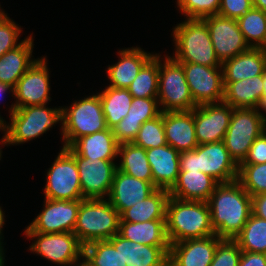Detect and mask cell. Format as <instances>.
Returning a JSON list of instances; mask_svg holds the SVG:
<instances>
[{
	"instance_id": "6da1fadb",
	"label": "cell",
	"mask_w": 266,
	"mask_h": 266,
	"mask_svg": "<svg viewBox=\"0 0 266 266\" xmlns=\"http://www.w3.org/2000/svg\"><path fill=\"white\" fill-rule=\"evenodd\" d=\"M207 203L213 230L221 239H234L252 214L251 195L238 180L219 183Z\"/></svg>"
},
{
	"instance_id": "7a4b0ae2",
	"label": "cell",
	"mask_w": 266,
	"mask_h": 266,
	"mask_svg": "<svg viewBox=\"0 0 266 266\" xmlns=\"http://www.w3.org/2000/svg\"><path fill=\"white\" fill-rule=\"evenodd\" d=\"M62 124V107L46 104L16 108L7 121L0 124V128L5 134L7 146L12 147L41 138L56 126L62 141Z\"/></svg>"
},
{
	"instance_id": "3957f363",
	"label": "cell",
	"mask_w": 266,
	"mask_h": 266,
	"mask_svg": "<svg viewBox=\"0 0 266 266\" xmlns=\"http://www.w3.org/2000/svg\"><path fill=\"white\" fill-rule=\"evenodd\" d=\"M170 244L215 235L207 202L185 201L169 196L165 214Z\"/></svg>"
},
{
	"instance_id": "277c9868",
	"label": "cell",
	"mask_w": 266,
	"mask_h": 266,
	"mask_svg": "<svg viewBox=\"0 0 266 266\" xmlns=\"http://www.w3.org/2000/svg\"><path fill=\"white\" fill-rule=\"evenodd\" d=\"M185 19V20H184ZM170 37L173 52L168 54L177 62H190L209 67H221L216 57L204 19L183 18L172 26Z\"/></svg>"
},
{
	"instance_id": "5b68a950",
	"label": "cell",
	"mask_w": 266,
	"mask_h": 266,
	"mask_svg": "<svg viewBox=\"0 0 266 266\" xmlns=\"http://www.w3.org/2000/svg\"><path fill=\"white\" fill-rule=\"evenodd\" d=\"M95 91L79 99H72L67 106L61 105L63 139L60 148L69 147L82 136L107 129L97 88Z\"/></svg>"
},
{
	"instance_id": "8992f818",
	"label": "cell",
	"mask_w": 266,
	"mask_h": 266,
	"mask_svg": "<svg viewBox=\"0 0 266 266\" xmlns=\"http://www.w3.org/2000/svg\"><path fill=\"white\" fill-rule=\"evenodd\" d=\"M120 214L107 198L83 199L78 210L74 234L85 246L109 240L119 230Z\"/></svg>"
},
{
	"instance_id": "52a82bcc",
	"label": "cell",
	"mask_w": 266,
	"mask_h": 266,
	"mask_svg": "<svg viewBox=\"0 0 266 266\" xmlns=\"http://www.w3.org/2000/svg\"><path fill=\"white\" fill-rule=\"evenodd\" d=\"M180 171H201L218 183L238 179L239 165L230 156L224 141L200 144L194 150L180 152Z\"/></svg>"
},
{
	"instance_id": "ba28073f",
	"label": "cell",
	"mask_w": 266,
	"mask_h": 266,
	"mask_svg": "<svg viewBox=\"0 0 266 266\" xmlns=\"http://www.w3.org/2000/svg\"><path fill=\"white\" fill-rule=\"evenodd\" d=\"M166 53L163 55L162 53ZM159 52L158 104L161 112L192 111L197 105L189 91L183 66L166 51ZM162 54V55H161Z\"/></svg>"
},
{
	"instance_id": "9c48e42d",
	"label": "cell",
	"mask_w": 266,
	"mask_h": 266,
	"mask_svg": "<svg viewBox=\"0 0 266 266\" xmlns=\"http://www.w3.org/2000/svg\"><path fill=\"white\" fill-rule=\"evenodd\" d=\"M40 57V58H39ZM37 57L36 61L28 68L27 72L18 80L13 89V102L6 105V110L10 116L16 108H22L34 105L50 104L51 98V70L48 63V57ZM8 106V107H7Z\"/></svg>"
},
{
	"instance_id": "30bf717a",
	"label": "cell",
	"mask_w": 266,
	"mask_h": 266,
	"mask_svg": "<svg viewBox=\"0 0 266 266\" xmlns=\"http://www.w3.org/2000/svg\"><path fill=\"white\" fill-rule=\"evenodd\" d=\"M24 238L32 243L27 252L40 256L51 266H72L83 257V245L74 233L59 232L42 234L37 232H23Z\"/></svg>"
},
{
	"instance_id": "8fae6325",
	"label": "cell",
	"mask_w": 266,
	"mask_h": 266,
	"mask_svg": "<svg viewBox=\"0 0 266 266\" xmlns=\"http://www.w3.org/2000/svg\"><path fill=\"white\" fill-rule=\"evenodd\" d=\"M45 171L42 194L50 200H83L80 177L75 158L63 147Z\"/></svg>"
},
{
	"instance_id": "7c38bea8",
	"label": "cell",
	"mask_w": 266,
	"mask_h": 266,
	"mask_svg": "<svg viewBox=\"0 0 266 266\" xmlns=\"http://www.w3.org/2000/svg\"><path fill=\"white\" fill-rule=\"evenodd\" d=\"M264 122L257 108L233 109L223 141L238 165L244 161L251 145L263 133Z\"/></svg>"
},
{
	"instance_id": "4fadbf2b",
	"label": "cell",
	"mask_w": 266,
	"mask_h": 266,
	"mask_svg": "<svg viewBox=\"0 0 266 266\" xmlns=\"http://www.w3.org/2000/svg\"><path fill=\"white\" fill-rule=\"evenodd\" d=\"M65 148L76 160L82 195L85 199L108 198L117 170V160L88 159Z\"/></svg>"
},
{
	"instance_id": "5bb4252c",
	"label": "cell",
	"mask_w": 266,
	"mask_h": 266,
	"mask_svg": "<svg viewBox=\"0 0 266 266\" xmlns=\"http://www.w3.org/2000/svg\"><path fill=\"white\" fill-rule=\"evenodd\" d=\"M82 201L50 200L44 198L41 211L25 226L22 232H37L42 234L59 232L73 233Z\"/></svg>"
},
{
	"instance_id": "9a60e30c",
	"label": "cell",
	"mask_w": 266,
	"mask_h": 266,
	"mask_svg": "<svg viewBox=\"0 0 266 266\" xmlns=\"http://www.w3.org/2000/svg\"><path fill=\"white\" fill-rule=\"evenodd\" d=\"M179 63L183 66L190 94L197 106L224 100L222 67H209L190 62Z\"/></svg>"
},
{
	"instance_id": "2e32d148",
	"label": "cell",
	"mask_w": 266,
	"mask_h": 266,
	"mask_svg": "<svg viewBox=\"0 0 266 266\" xmlns=\"http://www.w3.org/2000/svg\"><path fill=\"white\" fill-rule=\"evenodd\" d=\"M233 107L224 101L194 108L195 134L198 145L223 141Z\"/></svg>"
},
{
	"instance_id": "e0dca14e",
	"label": "cell",
	"mask_w": 266,
	"mask_h": 266,
	"mask_svg": "<svg viewBox=\"0 0 266 266\" xmlns=\"http://www.w3.org/2000/svg\"><path fill=\"white\" fill-rule=\"evenodd\" d=\"M203 19L208 27L216 57L221 63L250 48L240 31L237 20L218 14Z\"/></svg>"
},
{
	"instance_id": "ac0fdd59",
	"label": "cell",
	"mask_w": 266,
	"mask_h": 266,
	"mask_svg": "<svg viewBox=\"0 0 266 266\" xmlns=\"http://www.w3.org/2000/svg\"><path fill=\"white\" fill-rule=\"evenodd\" d=\"M117 62L106 65L105 74L108 81L105 86L125 88L132 83L142 67L157 53L145 51L141 46L119 48ZM109 83V84H108Z\"/></svg>"
},
{
	"instance_id": "d6986e66",
	"label": "cell",
	"mask_w": 266,
	"mask_h": 266,
	"mask_svg": "<svg viewBox=\"0 0 266 266\" xmlns=\"http://www.w3.org/2000/svg\"><path fill=\"white\" fill-rule=\"evenodd\" d=\"M221 240L211 235L170 244L168 266H210Z\"/></svg>"
},
{
	"instance_id": "ffe728a7",
	"label": "cell",
	"mask_w": 266,
	"mask_h": 266,
	"mask_svg": "<svg viewBox=\"0 0 266 266\" xmlns=\"http://www.w3.org/2000/svg\"><path fill=\"white\" fill-rule=\"evenodd\" d=\"M156 189L153 182L137 179L117 169L107 199L121 214L124 210L146 199Z\"/></svg>"
},
{
	"instance_id": "44dd1931",
	"label": "cell",
	"mask_w": 266,
	"mask_h": 266,
	"mask_svg": "<svg viewBox=\"0 0 266 266\" xmlns=\"http://www.w3.org/2000/svg\"><path fill=\"white\" fill-rule=\"evenodd\" d=\"M160 114L157 98L133 97L127 115L113 128L115 139L119 144L133 142L141 125Z\"/></svg>"
},
{
	"instance_id": "7402d4cb",
	"label": "cell",
	"mask_w": 266,
	"mask_h": 266,
	"mask_svg": "<svg viewBox=\"0 0 266 266\" xmlns=\"http://www.w3.org/2000/svg\"><path fill=\"white\" fill-rule=\"evenodd\" d=\"M119 247L127 266H168L170 246H150L125 239L118 233L108 240Z\"/></svg>"
},
{
	"instance_id": "603a6c76",
	"label": "cell",
	"mask_w": 266,
	"mask_h": 266,
	"mask_svg": "<svg viewBox=\"0 0 266 266\" xmlns=\"http://www.w3.org/2000/svg\"><path fill=\"white\" fill-rule=\"evenodd\" d=\"M163 125L167 144L175 150L189 151L198 146L194 109L192 111L163 112Z\"/></svg>"
},
{
	"instance_id": "cb8c5ba5",
	"label": "cell",
	"mask_w": 266,
	"mask_h": 266,
	"mask_svg": "<svg viewBox=\"0 0 266 266\" xmlns=\"http://www.w3.org/2000/svg\"><path fill=\"white\" fill-rule=\"evenodd\" d=\"M34 33L30 32L25 40L17 47L8 50L0 57V82L15 88L18 80L36 61L34 57Z\"/></svg>"
},
{
	"instance_id": "d4e9b609",
	"label": "cell",
	"mask_w": 266,
	"mask_h": 266,
	"mask_svg": "<svg viewBox=\"0 0 266 266\" xmlns=\"http://www.w3.org/2000/svg\"><path fill=\"white\" fill-rule=\"evenodd\" d=\"M180 152L170 145L146 149L153 184L157 189L170 190L180 172Z\"/></svg>"
},
{
	"instance_id": "484cf974",
	"label": "cell",
	"mask_w": 266,
	"mask_h": 266,
	"mask_svg": "<svg viewBox=\"0 0 266 266\" xmlns=\"http://www.w3.org/2000/svg\"><path fill=\"white\" fill-rule=\"evenodd\" d=\"M218 184L201 171H180L169 195L179 200L207 202Z\"/></svg>"
},
{
	"instance_id": "4316f807",
	"label": "cell",
	"mask_w": 266,
	"mask_h": 266,
	"mask_svg": "<svg viewBox=\"0 0 266 266\" xmlns=\"http://www.w3.org/2000/svg\"><path fill=\"white\" fill-rule=\"evenodd\" d=\"M221 67L223 82H236L263 75L266 68V51L250 47L247 51L222 62Z\"/></svg>"
},
{
	"instance_id": "83f0119b",
	"label": "cell",
	"mask_w": 266,
	"mask_h": 266,
	"mask_svg": "<svg viewBox=\"0 0 266 266\" xmlns=\"http://www.w3.org/2000/svg\"><path fill=\"white\" fill-rule=\"evenodd\" d=\"M77 155L88 159L117 160L119 143L113 129L82 136L69 146Z\"/></svg>"
},
{
	"instance_id": "f1b7e54d",
	"label": "cell",
	"mask_w": 266,
	"mask_h": 266,
	"mask_svg": "<svg viewBox=\"0 0 266 266\" xmlns=\"http://www.w3.org/2000/svg\"><path fill=\"white\" fill-rule=\"evenodd\" d=\"M264 96L262 75L224 82V102L235 108H257Z\"/></svg>"
},
{
	"instance_id": "f546056e",
	"label": "cell",
	"mask_w": 266,
	"mask_h": 266,
	"mask_svg": "<svg viewBox=\"0 0 266 266\" xmlns=\"http://www.w3.org/2000/svg\"><path fill=\"white\" fill-rule=\"evenodd\" d=\"M118 234L132 242L150 246H170L166 234L165 219L146 222H119Z\"/></svg>"
},
{
	"instance_id": "4dcf8cb0",
	"label": "cell",
	"mask_w": 266,
	"mask_h": 266,
	"mask_svg": "<svg viewBox=\"0 0 266 266\" xmlns=\"http://www.w3.org/2000/svg\"><path fill=\"white\" fill-rule=\"evenodd\" d=\"M169 196L168 190L156 189L146 199L124 210L120 214V221L137 223L165 219L166 204Z\"/></svg>"
},
{
	"instance_id": "1f68e13d",
	"label": "cell",
	"mask_w": 266,
	"mask_h": 266,
	"mask_svg": "<svg viewBox=\"0 0 266 266\" xmlns=\"http://www.w3.org/2000/svg\"><path fill=\"white\" fill-rule=\"evenodd\" d=\"M117 169L129 176L153 182L152 171L146 150L131 143H121L118 147Z\"/></svg>"
},
{
	"instance_id": "d6a6232c",
	"label": "cell",
	"mask_w": 266,
	"mask_h": 266,
	"mask_svg": "<svg viewBox=\"0 0 266 266\" xmlns=\"http://www.w3.org/2000/svg\"><path fill=\"white\" fill-rule=\"evenodd\" d=\"M100 89L97 92L101 99L106 125L107 128L113 129L127 115L133 96L125 88L104 86Z\"/></svg>"
},
{
	"instance_id": "836d02e7",
	"label": "cell",
	"mask_w": 266,
	"mask_h": 266,
	"mask_svg": "<svg viewBox=\"0 0 266 266\" xmlns=\"http://www.w3.org/2000/svg\"><path fill=\"white\" fill-rule=\"evenodd\" d=\"M159 82V51L139 71L127 90L133 97L157 98Z\"/></svg>"
},
{
	"instance_id": "e575fe53",
	"label": "cell",
	"mask_w": 266,
	"mask_h": 266,
	"mask_svg": "<svg viewBox=\"0 0 266 266\" xmlns=\"http://www.w3.org/2000/svg\"><path fill=\"white\" fill-rule=\"evenodd\" d=\"M234 240L242 251L266 254V220L251 214Z\"/></svg>"
},
{
	"instance_id": "d590c367",
	"label": "cell",
	"mask_w": 266,
	"mask_h": 266,
	"mask_svg": "<svg viewBox=\"0 0 266 266\" xmlns=\"http://www.w3.org/2000/svg\"><path fill=\"white\" fill-rule=\"evenodd\" d=\"M246 43L252 48H262L266 39V12L252 7L238 20Z\"/></svg>"
},
{
	"instance_id": "8d00e7d4",
	"label": "cell",
	"mask_w": 266,
	"mask_h": 266,
	"mask_svg": "<svg viewBox=\"0 0 266 266\" xmlns=\"http://www.w3.org/2000/svg\"><path fill=\"white\" fill-rule=\"evenodd\" d=\"M83 257L91 266H127L119 247H114L108 240L93 241L83 246Z\"/></svg>"
},
{
	"instance_id": "74e56055",
	"label": "cell",
	"mask_w": 266,
	"mask_h": 266,
	"mask_svg": "<svg viewBox=\"0 0 266 266\" xmlns=\"http://www.w3.org/2000/svg\"><path fill=\"white\" fill-rule=\"evenodd\" d=\"M132 143L145 150L166 145L163 112L156 118L144 122Z\"/></svg>"
},
{
	"instance_id": "f35d334b",
	"label": "cell",
	"mask_w": 266,
	"mask_h": 266,
	"mask_svg": "<svg viewBox=\"0 0 266 266\" xmlns=\"http://www.w3.org/2000/svg\"><path fill=\"white\" fill-rule=\"evenodd\" d=\"M242 187L252 196L266 193V163L240 164L238 179Z\"/></svg>"
},
{
	"instance_id": "ab89813d",
	"label": "cell",
	"mask_w": 266,
	"mask_h": 266,
	"mask_svg": "<svg viewBox=\"0 0 266 266\" xmlns=\"http://www.w3.org/2000/svg\"><path fill=\"white\" fill-rule=\"evenodd\" d=\"M221 0H175L176 10L184 18L203 19L217 15Z\"/></svg>"
},
{
	"instance_id": "60d3db41",
	"label": "cell",
	"mask_w": 266,
	"mask_h": 266,
	"mask_svg": "<svg viewBox=\"0 0 266 266\" xmlns=\"http://www.w3.org/2000/svg\"><path fill=\"white\" fill-rule=\"evenodd\" d=\"M22 27L13 18H10L9 14L0 20V57L25 40L27 35L21 39V35L24 33Z\"/></svg>"
},
{
	"instance_id": "b9f144b4",
	"label": "cell",
	"mask_w": 266,
	"mask_h": 266,
	"mask_svg": "<svg viewBox=\"0 0 266 266\" xmlns=\"http://www.w3.org/2000/svg\"><path fill=\"white\" fill-rule=\"evenodd\" d=\"M242 250L234 239H222L210 266H238Z\"/></svg>"
},
{
	"instance_id": "7bdbcfd3",
	"label": "cell",
	"mask_w": 266,
	"mask_h": 266,
	"mask_svg": "<svg viewBox=\"0 0 266 266\" xmlns=\"http://www.w3.org/2000/svg\"><path fill=\"white\" fill-rule=\"evenodd\" d=\"M253 7V0H221L218 15L238 20Z\"/></svg>"
},
{
	"instance_id": "ee69618b",
	"label": "cell",
	"mask_w": 266,
	"mask_h": 266,
	"mask_svg": "<svg viewBox=\"0 0 266 266\" xmlns=\"http://www.w3.org/2000/svg\"><path fill=\"white\" fill-rule=\"evenodd\" d=\"M266 163V136L262 133L249 148L248 154L241 164Z\"/></svg>"
},
{
	"instance_id": "f6af8a7d",
	"label": "cell",
	"mask_w": 266,
	"mask_h": 266,
	"mask_svg": "<svg viewBox=\"0 0 266 266\" xmlns=\"http://www.w3.org/2000/svg\"><path fill=\"white\" fill-rule=\"evenodd\" d=\"M238 266H266V254L242 251Z\"/></svg>"
},
{
	"instance_id": "bcb514c9",
	"label": "cell",
	"mask_w": 266,
	"mask_h": 266,
	"mask_svg": "<svg viewBox=\"0 0 266 266\" xmlns=\"http://www.w3.org/2000/svg\"><path fill=\"white\" fill-rule=\"evenodd\" d=\"M252 214L266 220V193L251 197Z\"/></svg>"
},
{
	"instance_id": "7dc6e473",
	"label": "cell",
	"mask_w": 266,
	"mask_h": 266,
	"mask_svg": "<svg viewBox=\"0 0 266 266\" xmlns=\"http://www.w3.org/2000/svg\"><path fill=\"white\" fill-rule=\"evenodd\" d=\"M3 205L0 204V257L5 261L7 262L6 260V249L5 248V245L7 244L4 240H5V236H4V227L6 226V216L8 215H5V212L6 210L4 211V208L2 207ZM5 225V226H4Z\"/></svg>"
},
{
	"instance_id": "c3c4849f",
	"label": "cell",
	"mask_w": 266,
	"mask_h": 266,
	"mask_svg": "<svg viewBox=\"0 0 266 266\" xmlns=\"http://www.w3.org/2000/svg\"><path fill=\"white\" fill-rule=\"evenodd\" d=\"M9 94L8 96H9V98H10V96L13 98V88H11L10 86H8L7 84H4V83H1L0 82V105H1V102L2 101H4L5 99V95L7 96V94ZM5 94V95H4ZM3 96V97H2ZM1 98H3V99H1ZM1 111H0V124L3 122V121H5L6 120V118L5 117H3L2 115H1Z\"/></svg>"
},
{
	"instance_id": "681fc988",
	"label": "cell",
	"mask_w": 266,
	"mask_h": 266,
	"mask_svg": "<svg viewBox=\"0 0 266 266\" xmlns=\"http://www.w3.org/2000/svg\"><path fill=\"white\" fill-rule=\"evenodd\" d=\"M258 113L263 117L264 121H266V95H264L257 107Z\"/></svg>"
},
{
	"instance_id": "f907efd6",
	"label": "cell",
	"mask_w": 266,
	"mask_h": 266,
	"mask_svg": "<svg viewBox=\"0 0 266 266\" xmlns=\"http://www.w3.org/2000/svg\"><path fill=\"white\" fill-rule=\"evenodd\" d=\"M0 132H1V134H3L1 139H0V161L2 162L3 161L2 158H4L2 155L4 153L3 148L8 147V146H7L5 134L1 128H0Z\"/></svg>"
},
{
	"instance_id": "816d5d0a",
	"label": "cell",
	"mask_w": 266,
	"mask_h": 266,
	"mask_svg": "<svg viewBox=\"0 0 266 266\" xmlns=\"http://www.w3.org/2000/svg\"><path fill=\"white\" fill-rule=\"evenodd\" d=\"M253 7L266 12V0H253Z\"/></svg>"
},
{
	"instance_id": "f5cc1de1",
	"label": "cell",
	"mask_w": 266,
	"mask_h": 266,
	"mask_svg": "<svg viewBox=\"0 0 266 266\" xmlns=\"http://www.w3.org/2000/svg\"><path fill=\"white\" fill-rule=\"evenodd\" d=\"M72 266H91V265L84 257H82L79 261H76Z\"/></svg>"
},
{
	"instance_id": "db71d44e",
	"label": "cell",
	"mask_w": 266,
	"mask_h": 266,
	"mask_svg": "<svg viewBox=\"0 0 266 266\" xmlns=\"http://www.w3.org/2000/svg\"><path fill=\"white\" fill-rule=\"evenodd\" d=\"M263 89H264V95H266V68L263 71Z\"/></svg>"
},
{
	"instance_id": "11a10c76",
	"label": "cell",
	"mask_w": 266,
	"mask_h": 266,
	"mask_svg": "<svg viewBox=\"0 0 266 266\" xmlns=\"http://www.w3.org/2000/svg\"><path fill=\"white\" fill-rule=\"evenodd\" d=\"M8 14V12H6L4 9H3V6L1 7V3H0V20L6 16Z\"/></svg>"
},
{
	"instance_id": "9f6ffc18",
	"label": "cell",
	"mask_w": 266,
	"mask_h": 266,
	"mask_svg": "<svg viewBox=\"0 0 266 266\" xmlns=\"http://www.w3.org/2000/svg\"><path fill=\"white\" fill-rule=\"evenodd\" d=\"M7 262H5L1 257H0V266H6Z\"/></svg>"
},
{
	"instance_id": "6f0895ef",
	"label": "cell",
	"mask_w": 266,
	"mask_h": 266,
	"mask_svg": "<svg viewBox=\"0 0 266 266\" xmlns=\"http://www.w3.org/2000/svg\"><path fill=\"white\" fill-rule=\"evenodd\" d=\"M263 134L266 136V121L264 122V125H263Z\"/></svg>"
},
{
	"instance_id": "680465c9",
	"label": "cell",
	"mask_w": 266,
	"mask_h": 266,
	"mask_svg": "<svg viewBox=\"0 0 266 266\" xmlns=\"http://www.w3.org/2000/svg\"><path fill=\"white\" fill-rule=\"evenodd\" d=\"M266 51V39H265V45L262 47Z\"/></svg>"
}]
</instances>
